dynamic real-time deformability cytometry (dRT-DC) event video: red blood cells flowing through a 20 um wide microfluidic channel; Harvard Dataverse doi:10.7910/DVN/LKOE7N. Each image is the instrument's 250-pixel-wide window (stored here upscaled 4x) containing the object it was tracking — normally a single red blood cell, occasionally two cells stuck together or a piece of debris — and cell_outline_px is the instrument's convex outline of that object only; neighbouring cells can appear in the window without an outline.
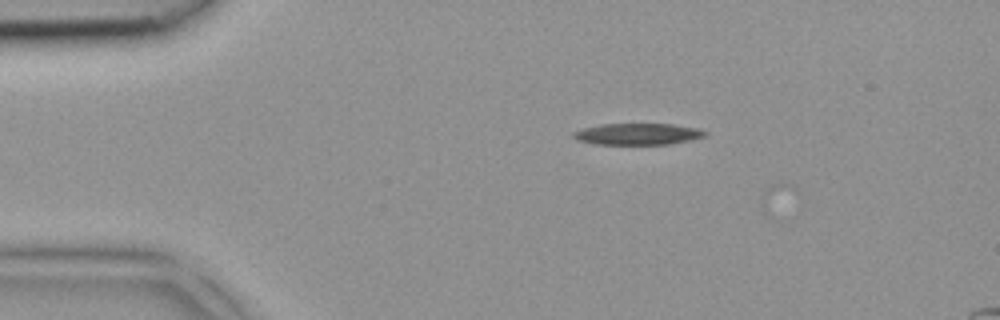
{"species": "common noctule bat (a hibernating species)", "species_latin": "Nyctalus noctula", "temperature_condition": "room temperature", "stored_images_in_passage": 3, "camera_frame_rate_fps": 3000, "um_per_image_px": 0.085, "animal": {"sex": "female", "body_mass_g": 18.4}, "frame": {"image": 1, "passage_image": 1, "time_ms": 0.0, "image_size_px": [1000, 320], "cell_outline_px": [[708, 132], [704, 136], [688, 140], [668, 144], [592, 144], [576, 140], [572, 136], [572, 132], [584, 128], [600, 124], [672, 124], [700, 128]], "centroid_in_image_um": [54.17, 11.39], "position_along_channel_um": 30.8, "area_um2": 16.47}}